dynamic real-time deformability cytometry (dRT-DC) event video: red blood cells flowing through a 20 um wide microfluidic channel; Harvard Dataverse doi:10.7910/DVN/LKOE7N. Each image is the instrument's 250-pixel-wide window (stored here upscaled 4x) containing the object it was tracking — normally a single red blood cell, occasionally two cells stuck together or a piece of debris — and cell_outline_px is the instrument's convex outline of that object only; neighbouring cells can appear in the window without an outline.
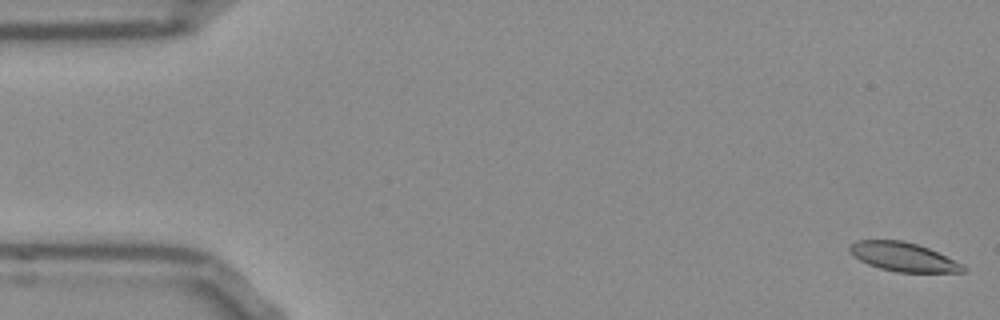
{"species": "Egyptian fruit bat (a non-hibernating species)", "species_latin": "Rousettus aegyptiacus", "temperature_condition": "room temperature", "stored_images_in_passage": 54, "segment_of_instrument_passage": [1, 2], "camera_frame_rate_fps": 3000, "um_per_image_px": 0.085, "frame": {"image": 1, "passage_image": 1, "time_ms": 0.0, "image_size_px": [1000, 320], "cell_outline_px": [[968, 268], [964, 272], [896, 272], [880, 268], [868, 264], [860, 260], [848, 248], [852, 244], [860, 240], [900, 240], [916, 244], [928, 248], [964, 264]], "centroid_in_image_um": [76.84, 21.85], "position_along_channel_um": 8.2, "area_um2": 18.84}}
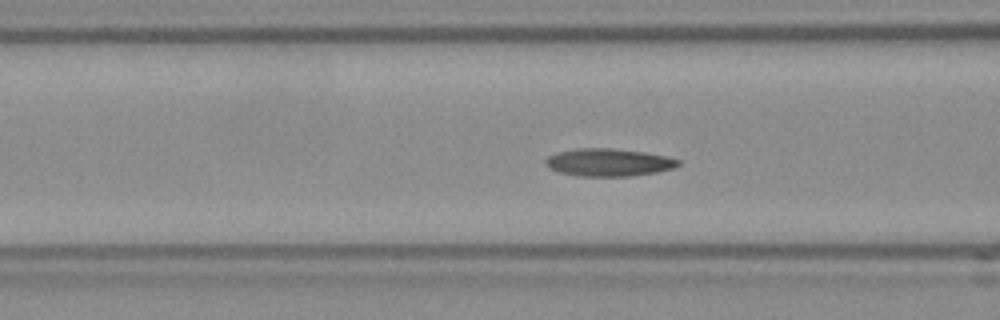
{"frame": {"image": 2, "passage_image": 20, "time_ms": 6.333, "image_size_px": [1000, 320], "cell_outline_px": [[680, 164], [672, 168], [656, 172], [632, 176], [576, 176], [560, 172], [548, 168], [544, 164], [544, 160], [548, 156], [556, 152], [576, 148], [612, 148], [644, 152], [664, 156], [680, 160]], "centroid_in_image_um": [51.67, 13.8], "position_along_channel_um": 114.9, "area_um2": 21.44}}
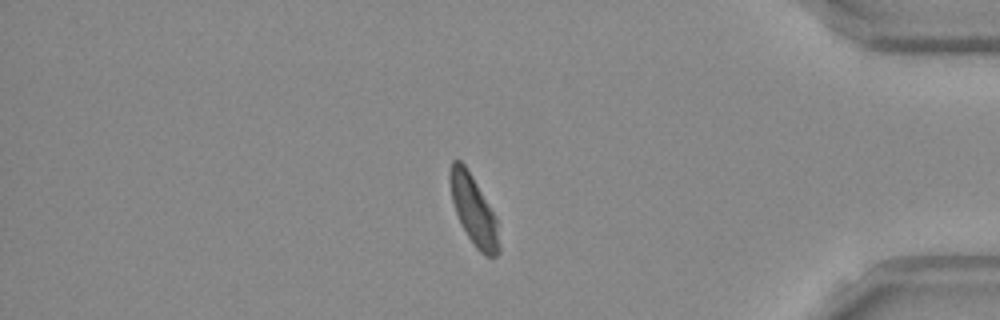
{"frame": {"image": 3, "passage_image": 45, "time_ms": 14.667, "image_size_px": [1000, 320], "cell_outline_px": [[500, 252], [496, 256], [484, 256], [476, 248], [460, 224], [452, 200], [448, 180], [448, 172], [452, 160], [460, 160], [464, 164], [472, 176], [496, 216], [500, 248]], "centroid_in_image_um": [40.24, 17.86], "position_along_channel_um": 395.0, "area_um2": 19.88}}